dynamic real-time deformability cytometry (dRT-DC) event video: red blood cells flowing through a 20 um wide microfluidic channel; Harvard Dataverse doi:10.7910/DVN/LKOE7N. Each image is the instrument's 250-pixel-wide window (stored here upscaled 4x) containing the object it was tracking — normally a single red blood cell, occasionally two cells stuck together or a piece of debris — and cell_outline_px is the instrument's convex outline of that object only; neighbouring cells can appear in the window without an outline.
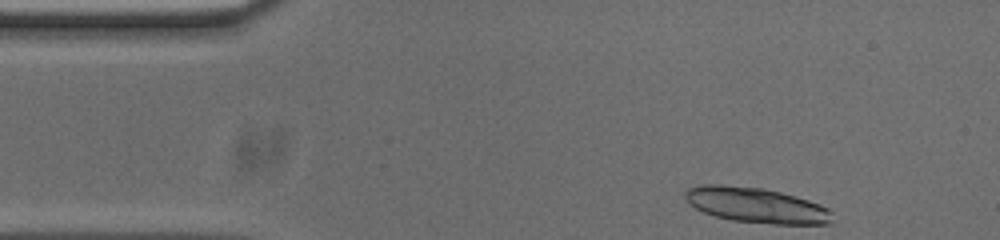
{"species": "common noctule bat (a hibernating species)", "species_latin": "Nyctalus noctula", "temperature_condition": "cold", "stored_images_in_passage": 31, "camera_frame_rate_fps": 3000, "um_per_image_px": 0.085, "animal": {"sex": "male", "body_mass_g": 20.0, "forearm_length_mm": 53.3}, "frame": {"image": 1, "passage_image": 1, "time_ms": 0.0, "image_size_px": [1000, 240], "cell_outline_px": [[832, 224], [772, 224], [732, 220], [716, 216], [704, 212], [696, 208], [684, 196], [684, 192], [688, 188], [700, 184], [720, 184], [764, 188], [796, 196], [820, 204], [828, 208], [832, 212]], "centroid_in_image_um": [64.3, 17.44], "position_along_channel_um": 20.7, "area_um2": 30.29}}
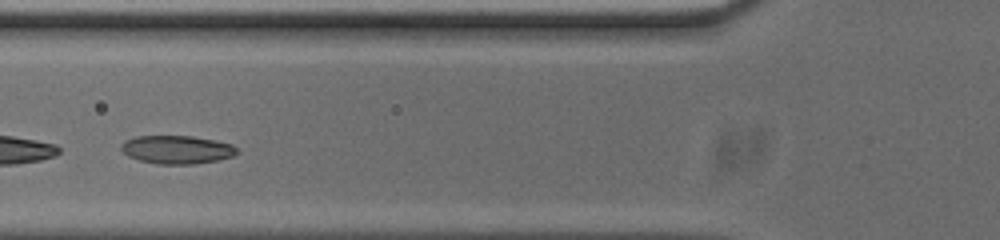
{"frame": {"image": 2, "passage_image": 14, "time_ms": 4.333, "image_size_px": [1000, 240], "cell_outline_px": [[236, 152], [232, 156], [216, 160], [192, 164], [156, 164], [140, 160], [128, 156], [120, 148], [120, 144], [124, 140], [136, 136], [192, 136], [216, 140], [232, 144], [236, 148]], "centroid_in_image_um": [14.99, 12.71], "position_along_channel_um": 110.8, "area_um2": 19.02}}
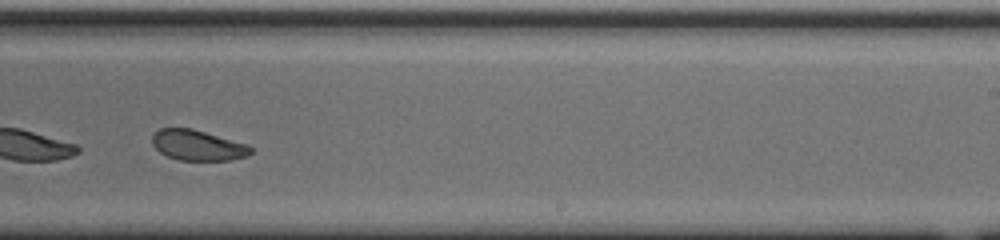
{"frame": {"image": 3, "passage_image": 27, "time_ms": 8.667, "image_size_px": [1000, 240], "cell_outline_px": [[252, 152], [248, 156], [232, 160], [180, 160], [168, 156], [160, 152], [152, 144], [152, 136], [160, 128], [192, 128], [248, 144], [252, 148]], "centroid_in_image_um": [16.83, 12.35], "position_along_channel_um": 272.2, "area_um2": 17.51}}